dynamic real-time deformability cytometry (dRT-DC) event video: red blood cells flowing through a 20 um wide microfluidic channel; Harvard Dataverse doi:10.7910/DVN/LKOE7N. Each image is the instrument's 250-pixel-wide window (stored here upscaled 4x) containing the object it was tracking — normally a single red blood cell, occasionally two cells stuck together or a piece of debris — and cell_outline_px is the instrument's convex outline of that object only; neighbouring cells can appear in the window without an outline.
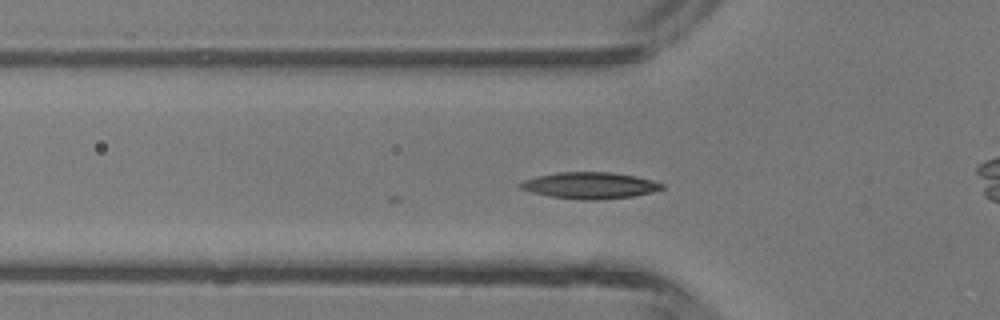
{"species": "common noctule bat (a hibernating species)", "species_latin": "Nyctalus noctula", "temperature_condition": "room temperature", "stored_images_in_passage": 3, "camera_frame_rate_fps": 3000, "um_per_image_px": 0.085, "animal": {"sex": "male", "body_mass_g": 13.3}, "frame": {"image": 1, "passage_image": 3, "time_ms": 0.667, "image_size_px": [1000, 320], "cell_outline_px": [[664, 188], [652, 192], [632, 196], [596, 200], [580, 200], [552, 196], [532, 192], [520, 188], [520, 184], [524, 180], [536, 176], [556, 172], [612, 172], [636, 176], [652, 180], [664, 184]], "centroid_in_image_um": [50.16, 15.75], "position_along_channel_um": 75.6, "area_um2": 21.73}}